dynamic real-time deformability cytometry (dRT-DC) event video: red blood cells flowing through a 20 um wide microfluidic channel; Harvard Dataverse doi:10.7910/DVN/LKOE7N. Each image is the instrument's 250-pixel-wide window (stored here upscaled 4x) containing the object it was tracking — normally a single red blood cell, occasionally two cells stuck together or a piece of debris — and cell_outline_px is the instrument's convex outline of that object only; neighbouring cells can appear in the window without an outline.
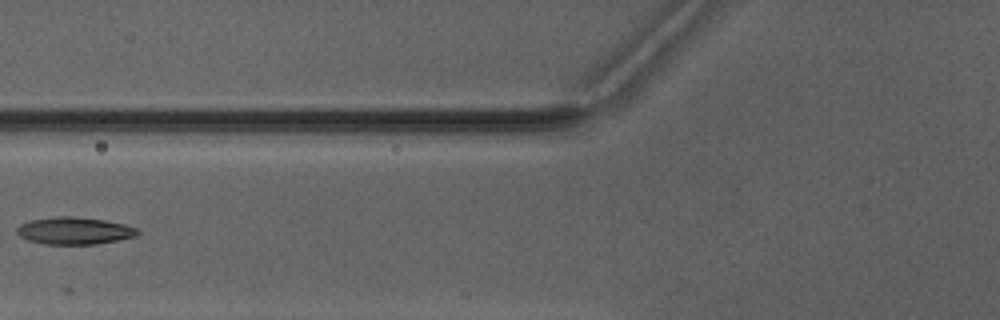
{"species": "Egyptian fruit bat (a non-hibernating species)", "species_latin": "Rousettus aegyptiacus", "temperature_condition": "warm", "stored_images_in_passage": 3, "camera_frame_rate_fps": 3000, "um_per_image_px": 0.085, "animal": {"sex": "male"}, "frame": {"image": 1, "passage_image": 3, "time_ms": 2.667, "image_size_px": [1000, 320], "cell_outline_px": [[140, 232], [136, 236], [96, 244], [44, 244], [28, 240], [20, 236], [16, 232], [16, 228], [20, 224], [32, 220], [60, 216], [68, 216], [104, 220], [124, 224], [136, 228]], "centroid_in_image_um": [6.31, 19.62], "position_along_channel_um": 119.5, "area_um2": 18.9}}